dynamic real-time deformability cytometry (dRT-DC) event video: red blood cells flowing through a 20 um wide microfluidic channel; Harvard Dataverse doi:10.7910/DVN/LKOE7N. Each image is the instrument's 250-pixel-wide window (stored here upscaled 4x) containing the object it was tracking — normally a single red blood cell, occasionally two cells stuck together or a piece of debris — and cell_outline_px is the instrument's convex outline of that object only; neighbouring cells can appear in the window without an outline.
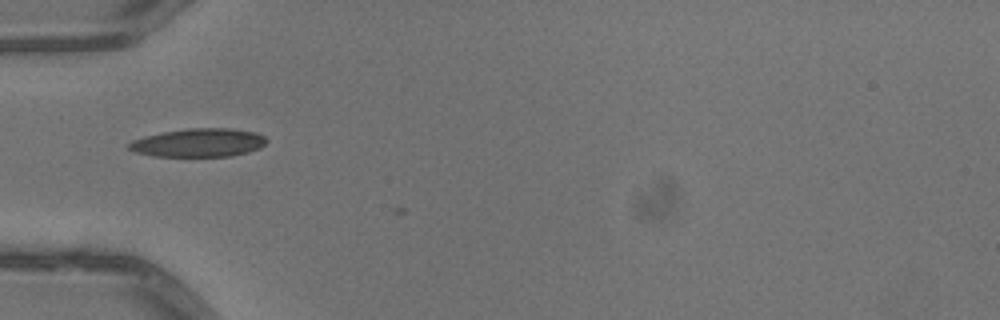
{"species": "common noctule bat (a hibernating species)", "species_latin": "Nyctalus noctula", "temperature_condition": "warm", "stored_images_in_passage": 8, "camera_frame_rate_fps": 3000, "um_per_image_px": 0.085, "animal": {"sex": "male", "body_mass_g": 13.3}, "frame": {"image": 1, "passage_image": 4, "time_ms": 1.0, "image_size_px": [1000, 320], "cell_outline_px": [[268, 140], [260, 148], [248, 152], [232, 156], [152, 156], [136, 152], [128, 148], [128, 144], [132, 140], [144, 136], [164, 132], [188, 128], [232, 128], [256, 132], [264, 136]], "centroid_in_image_um": [16.9, 12.12], "position_along_channel_um": 68.1, "area_um2": 22.83}}
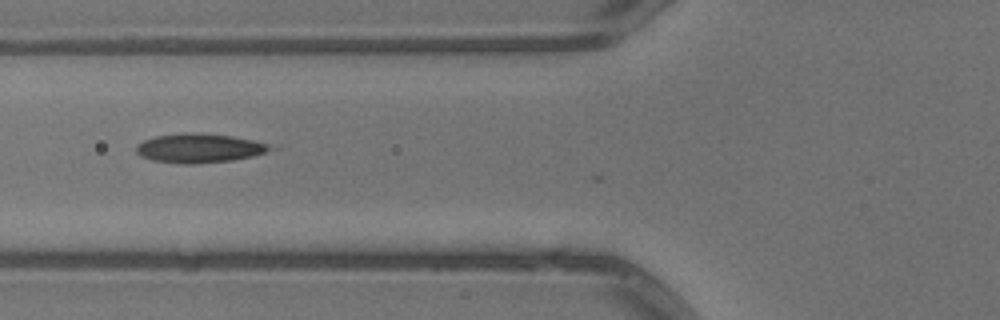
{"frame": {"image": 2, "passage_image": 7, "time_ms": 2.0, "image_size_px": [1000, 320], "cell_outline_px": [[272, 148], [264, 152], [252, 156], [232, 160], [196, 164], [180, 164], [152, 160], [140, 156], [136, 152], [136, 144], [144, 140], [156, 136], [184, 132], [196, 132], [232, 136], [252, 140], [268, 144]], "centroid_in_image_um": [16.86, 12.59], "position_along_channel_um": 108.9, "area_um2": 22.72}}